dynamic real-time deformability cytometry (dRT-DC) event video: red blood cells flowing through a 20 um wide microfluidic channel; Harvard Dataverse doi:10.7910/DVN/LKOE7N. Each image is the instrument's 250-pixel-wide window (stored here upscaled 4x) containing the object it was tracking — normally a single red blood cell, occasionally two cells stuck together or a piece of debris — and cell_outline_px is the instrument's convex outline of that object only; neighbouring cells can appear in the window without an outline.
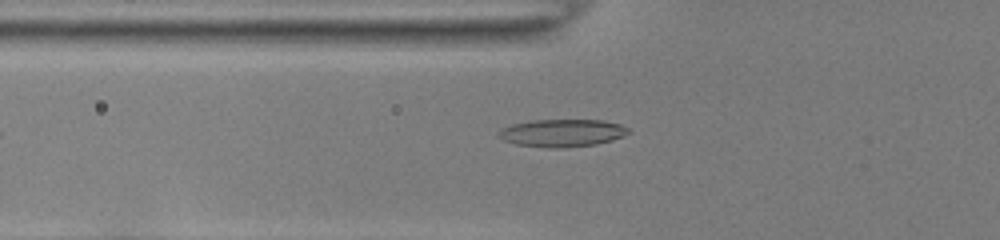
{"species": "common noctule bat (a hibernating species)", "species_latin": "Nyctalus noctula", "temperature_condition": "room temperature", "stored_images_in_passage": 52, "camera_frame_rate_fps": 3000, "um_per_image_px": 0.085, "animal": {"sex": "female", "body_mass_g": 22.0, "forearm_length_mm": 56.7}, "frame": {"image": 1, "passage_image": 21, "time_ms": 6.667, "image_size_px": [1000, 240], "cell_outline_px": [[632, 132], [624, 136], [612, 140], [596, 144], [560, 148], [548, 148], [516, 144], [504, 140], [496, 136], [504, 128], [512, 124], [532, 120], [604, 120], [620, 124], [628, 128]], "centroid_in_image_um": [47.82, 11.3], "position_along_channel_um": 78.0, "area_um2": 20.87}}
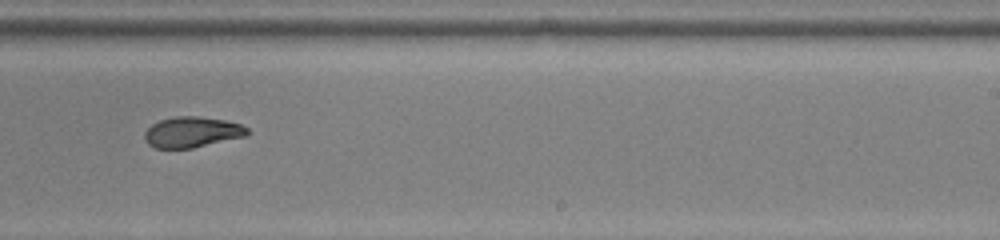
{"frame": {"image": 2, "passage_image": 36, "time_ms": 11.667, "image_size_px": [1000, 240], "cell_outline_px": [[248, 136], [192, 148], [156, 148], [148, 144], [144, 140], [144, 132], [152, 124], [160, 120], [176, 116], [196, 116], [224, 120], [240, 124], [248, 128]], "centroid_in_image_um": [16.32, 11.23], "position_along_channel_um": 272.7, "area_um2": 18.38}}
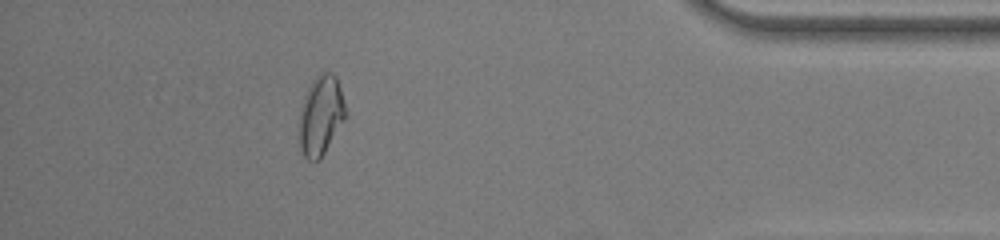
{"frame": {"image": 3, "passage_image": 49, "time_ms": 16.0, "image_size_px": [1000, 240], "cell_outline_px": [[348, 116], [320, 160], [308, 160], [304, 156], [300, 148], [300, 112], [304, 96], [312, 80], [320, 72], [332, 72], [336, 76], [348, 112]], "centroid_in_image_um": [27.31, 9.81], "position_along_channel_um": 407.9, "area_um2": 21.73}}